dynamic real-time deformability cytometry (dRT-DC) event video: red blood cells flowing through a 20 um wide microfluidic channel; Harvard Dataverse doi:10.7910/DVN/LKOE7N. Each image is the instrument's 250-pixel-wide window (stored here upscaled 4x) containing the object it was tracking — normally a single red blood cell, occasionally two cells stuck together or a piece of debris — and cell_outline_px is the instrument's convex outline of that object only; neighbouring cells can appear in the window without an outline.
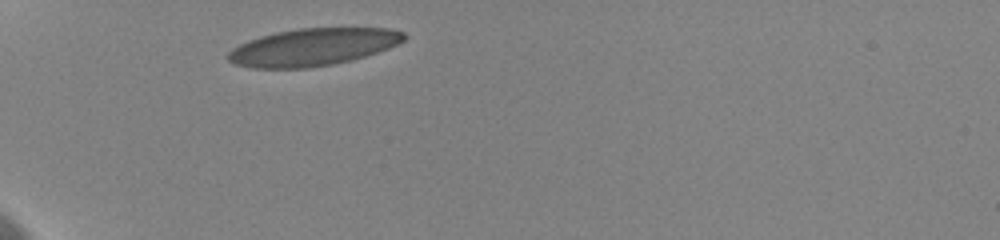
{"species": "human", "species_latin": "Homo sapiens", "temperature_condition": "cold", "stored_images_in_passage": 18, "camera_frame_rate_fps": 3000, "um_per_image_px": 0.085, "donor": {"sex": "female"}, "frame": {"image": 1, "passage_image": 1, "time_ms": 0.0, "image_size_px": [1000, 240], "cell_outline_px": [[408, 36], [404, 40], [388, 48], [364, 56], [332, 64], [308, 68], [252, 68], [232, 64], [224, 56], [232, 48], [248, 40], [260, 36], [276, 32], [300, 28], [392, 28], [404, 32]], "centroid_in_image_um": [26.55, 4.0], "position_along_channel_um": 58.5, "area_um2": 38.32}}
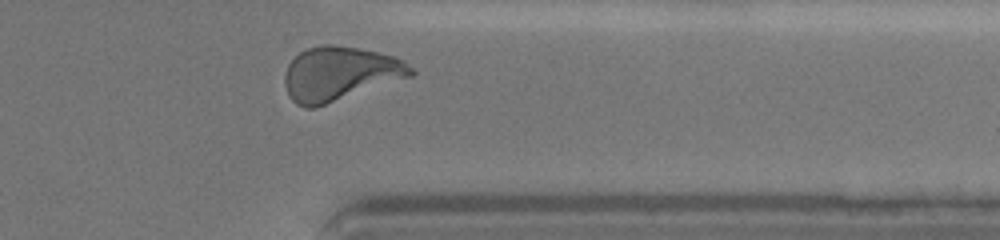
{"frame": {"image": 2, "passage_image": 18, "time_ms": 9.667, "image_size_px": [1000, 240], "cell_outline_px": [[416, 72], [412, 76], [312, 108], [308, 108], [296, 104], [288, 96], [284, 84], [284, 76], [288, 64], [300, 52], [308, 48], [324, 44], [332, 44], [360, 48], [392, 56], [404, 60]], "centroid_in_image_um": [28.86, 6.25], "position_along_channel_um": 382.5, "area_um2": 39.42}, "authors_computed_cell_mechanics": {"area_um2": 38.0324, "velocity_mm_per_s": 3.5886, "shape_relaxation_time_tau1_ms": 4.4827, "shape_relaxation_time_tau2_ms": null, "deformation_change_tau1": 0.152, "deformation_change_tau2": null}}